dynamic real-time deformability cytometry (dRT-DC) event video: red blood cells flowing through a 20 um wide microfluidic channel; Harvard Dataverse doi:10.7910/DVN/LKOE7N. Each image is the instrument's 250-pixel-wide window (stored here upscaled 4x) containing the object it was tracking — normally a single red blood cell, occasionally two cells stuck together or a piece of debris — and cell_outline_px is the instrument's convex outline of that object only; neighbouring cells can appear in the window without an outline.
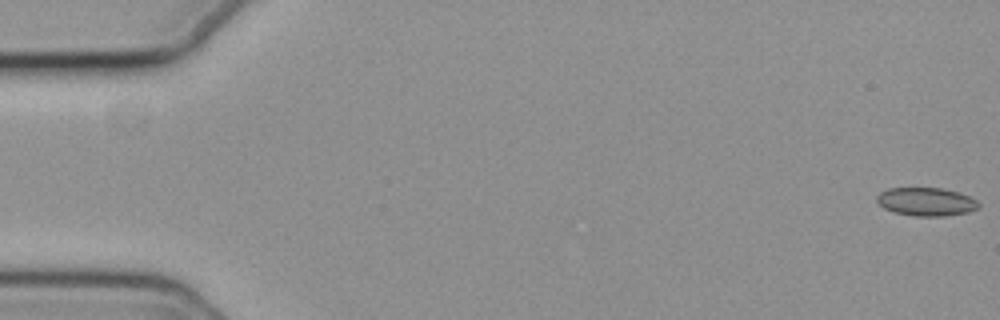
{"species": "common noctule bat (a hibernating species)", "species_latin": "Nyctalus noctula", "temperature_condition": "cold", "stored_images_in_passage": 57, "camera_frame_rate_fps": 3000, "um_per_image_px": 0.085, "animal": {"sex": "female", "body_mass_g": 19.3, "forearm_length_mm": 54.1}, "frame": {"image": 1, "passage_image": 1, "time_ms": 0.0, "image_size_px": [1000, 320], "cell_outline_px": [[980, 208], [968, 212], [944, 216], [912, 216], [896, 212], [884, 208], [876, 200], [876, 196], [880, 192], [888, 188], [944, 188], [960, 192], [976, 200], [980, 204]], "centroid_in_image_um": [78.75, 17.14], "position_along_channel_um": 6.3, "area_um2": 16.88}}
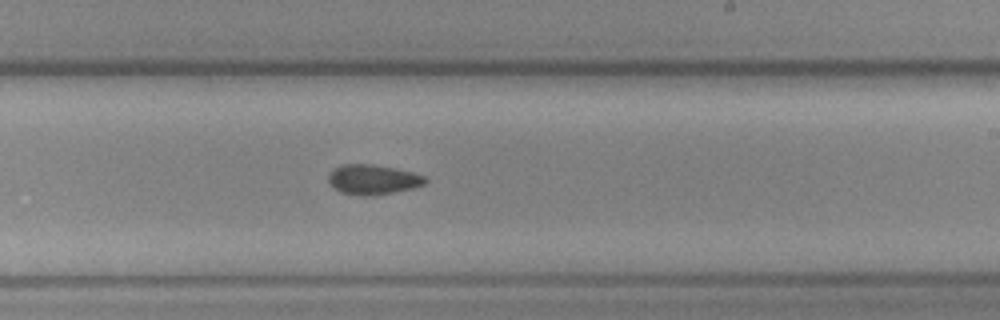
{"frame": {"image": 2, "passage_image": 34, "time_ms": 11.0, "image_size_px": [1000, 320], "cell_outline_px": [[428, 180], [424, 184], [412, 188], [376, 196], [360, 196], [340, 192], [328, 180], [328, 176], [336, 168], [344, 164], [372, 164], [396, 168], [412, 172], [424, 176]], "centroid_in_image_um": [31.73, 15.27], "position_along_channel_um": 257.3, "area_um2": 16.76}}
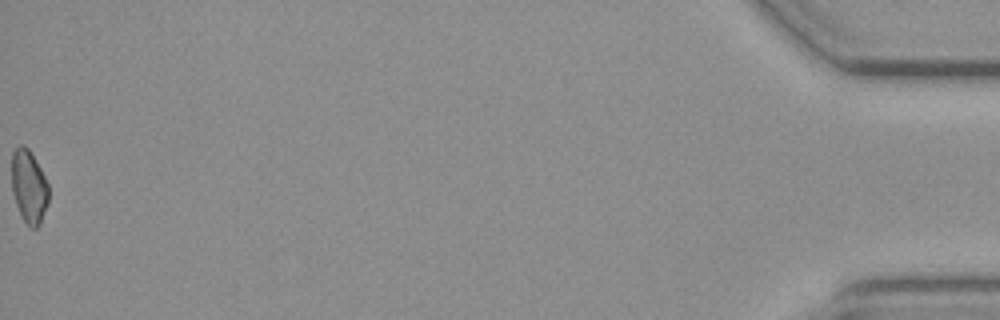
{"frame": {"image": 3, "passage_image": 57, "time_ms": 18.667, "image_size_px": [1000, 320], "cell_outline_px": [[48, 204], [40, 224], [36, 228], [28, 228], [20, 216], [12, 192], [12, 152], [20, 144], [24, 144], [28, 148], [40, 168], [48, 184]], "centroid_in_image_um": [2.45, 15.9], "position_along_channel_um": 432.8, "area_um2": 15.9}}